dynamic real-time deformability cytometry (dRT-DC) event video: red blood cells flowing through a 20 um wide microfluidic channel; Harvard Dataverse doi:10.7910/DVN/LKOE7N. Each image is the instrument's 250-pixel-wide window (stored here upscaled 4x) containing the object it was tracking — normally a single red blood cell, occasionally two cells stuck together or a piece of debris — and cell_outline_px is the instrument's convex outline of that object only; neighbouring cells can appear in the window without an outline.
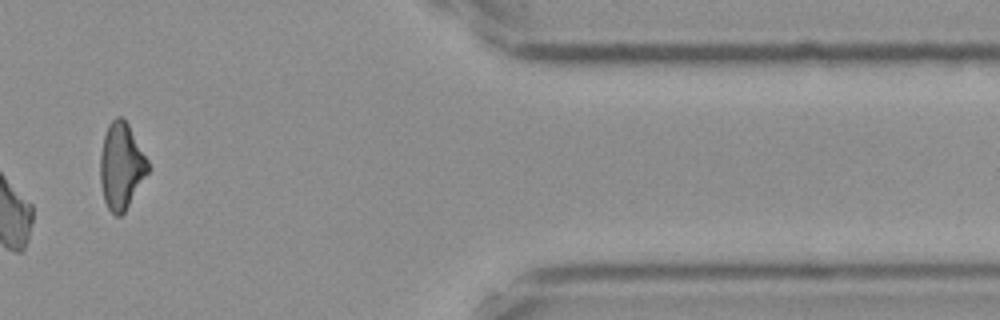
{"species": "Egyptian fruit bat (a non-hibernating species)", "species_latin": "Rousettus aegyptiacus", "temperature_condition": "cold", "stored_images_in_passage": 16, "camera_frame_rate_fps": 3000, "um_per_image_px": 0.085, "frame": {"image": 1, "passage_image": 14, "time_ms": 4.333, "image_size_px": [1000, 320], "cell_outline_px": [[148, 172], [124, 212], [120, 216], [116, 216], [108, 208], [104, 200], [100, 184], [100, 152], [104, 136], [108, 124], [116, 116], [120, 116], [128, 124], [148, 160]], "centroid_in_image_um": [10.28, 14.1], "position_along_channel_um": 401.1, "area_um2": 23.76}}